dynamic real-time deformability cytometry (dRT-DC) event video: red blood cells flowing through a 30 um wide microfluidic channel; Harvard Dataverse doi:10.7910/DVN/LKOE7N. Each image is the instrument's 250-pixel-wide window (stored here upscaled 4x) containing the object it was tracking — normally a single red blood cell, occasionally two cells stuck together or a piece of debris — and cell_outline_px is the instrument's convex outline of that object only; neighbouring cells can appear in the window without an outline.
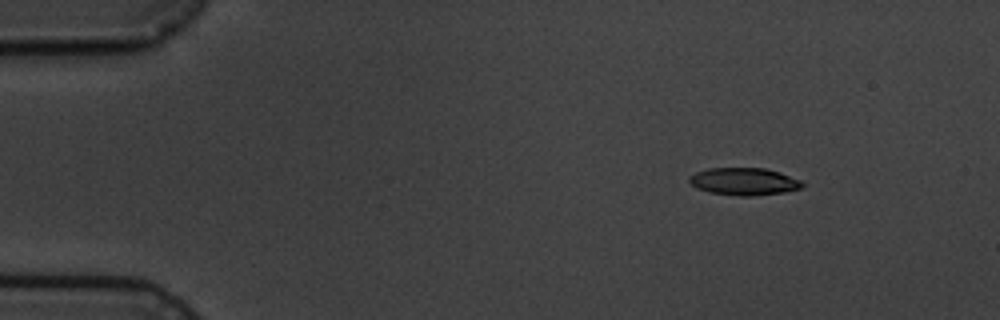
{"species": "common noctule bat (a hibernating species)", "species_latin": "Nyctalus noctula", "temperature_condition": "cold", "stored_images_in_passage": 9, "camera_frame_rate_fps": 3000, "um_per_image_px": 0.085, "animal": {"sex": "male", "body_mass_g": 19.5, "forearm_length_mm": 54.6}, "frame": {"image": 1, "passage_image": 3, "time_ms": 2.333, "image_size_px": [1000, 320], "cell_outline_px": [[804, 184], [800, 188], [784, 192], [752, 196], [740, 196], [708, 192], [696, 188], [688, 180], [688, 176], [696, 172], [708, 168], [764, 168], [780, 172], [800, 180]], "centroid_in_image_um": [63.21, 15.42], "position_along_channel_um": 21.8, "area_um2": 18.03}}
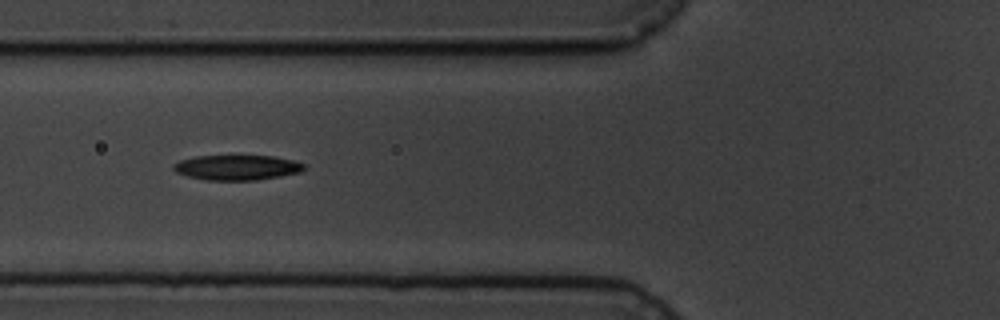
{"frame": {"image": 2, "passage_image": 7, "time_ms": 7.0, "image_size_px": [1000, 320], "cell_outline_px": [[304, 168], [300, 172], [280, 176], [256, 180], [208, 180], [188, 176], [176, 172], [172, 168], [172, 164], [180, 160], [196, 156], [272, 156], [292, 160], [304, 164]], "centroid_in_image_um": [20.11, 14.24], "position_along_channel_um": 105.7, "area_um2": 18.9}}
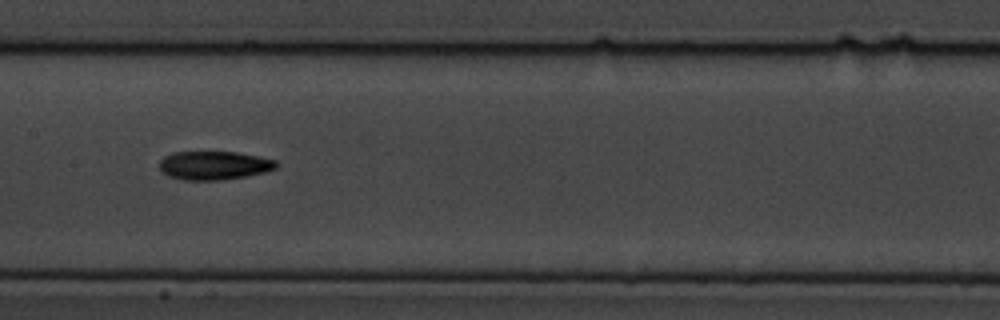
{"frame": {"image": 3, "passage_image": 9, "time_ms": 9.333, "image_size_px": [1000, 320], "cell_outline_px": [[280, 164], [276, 168], [264, 172], [244, 176], [220, 180], [184, 180], [168, 176], [160, 172], [160, 160], [164, 156], [172, 152], [236, 152], [260, 156], [276, 160]], "centroid_in_image_um": [18.19, 14.05], "position_along_channel_um": 189.2, "area_um2": 19.59}}